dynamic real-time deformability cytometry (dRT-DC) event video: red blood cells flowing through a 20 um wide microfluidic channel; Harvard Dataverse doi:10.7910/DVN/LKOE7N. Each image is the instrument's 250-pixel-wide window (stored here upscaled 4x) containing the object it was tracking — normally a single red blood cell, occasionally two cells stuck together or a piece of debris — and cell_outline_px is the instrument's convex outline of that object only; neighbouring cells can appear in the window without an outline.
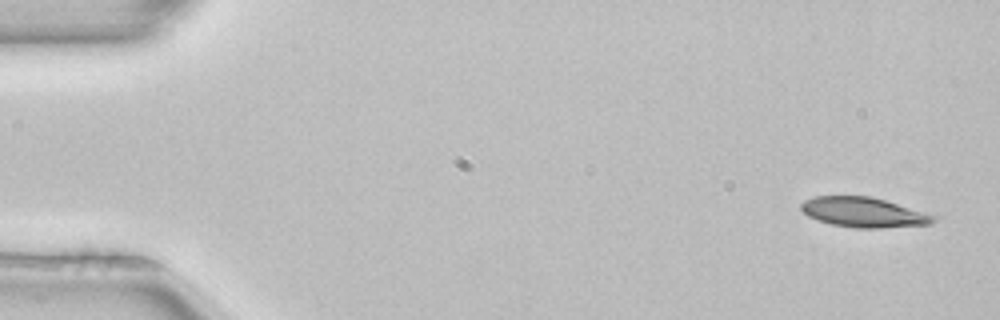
{"species": "common noctule bat (a hibernating species)", "species_latin": "Nyctalus noctula", "temperature_condition": "room temperature", "stored_images_in_passage": 4, "camera_frame_rate_fps": 3000, "um_per_image_px": 0.085, "animal": {"sex": "female", "body_mass_g": 22.7, "forearm_length_mm": 54.2}, "frame": {"image": 1, "passage_image": 1, "time_ms": 0.0, "image_size_px": [1000, 320], "cell_outline_px": [[940, 216], [936, 220], [928, 224], [884, 228], [856, 228], [832, 224], [808, 216], [800, 208], [800, 204], [804, 200], [816, 196], [872, 196], [936, 212]], "centroid_in_image_um": [73.58, 18.03], "position_along_channel_um": 11.4, "area_um2": 23.87}}
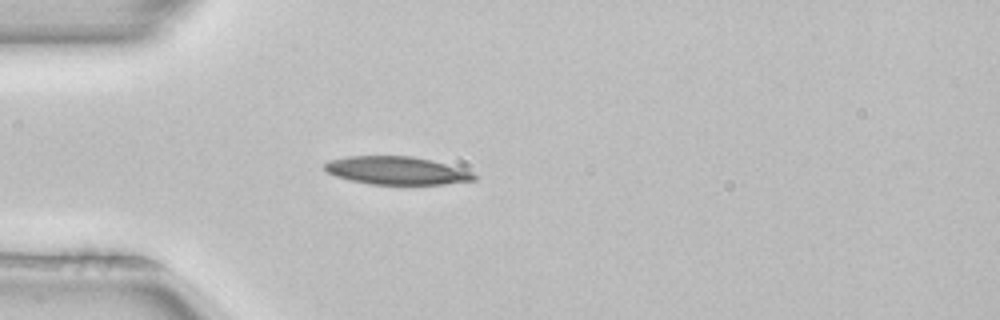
{"frame": {"image": 2, "passage_image": 4, "time_ms": 1.0, "image_size_px": [1000, 320], "cell_outline_px": [[476, 180], [444, 184], [368, 184], [348, 180], [336, 176], [328, 172], [324, 168], [324, 164], [328, 160], [344, 156], [412, 156], [432, 160], [472, 172], [476, 176]], "centroid_in_image_um": [33.66, 14.49], "position_along_channel_um": 51.3, "area_um2": 24.39}}